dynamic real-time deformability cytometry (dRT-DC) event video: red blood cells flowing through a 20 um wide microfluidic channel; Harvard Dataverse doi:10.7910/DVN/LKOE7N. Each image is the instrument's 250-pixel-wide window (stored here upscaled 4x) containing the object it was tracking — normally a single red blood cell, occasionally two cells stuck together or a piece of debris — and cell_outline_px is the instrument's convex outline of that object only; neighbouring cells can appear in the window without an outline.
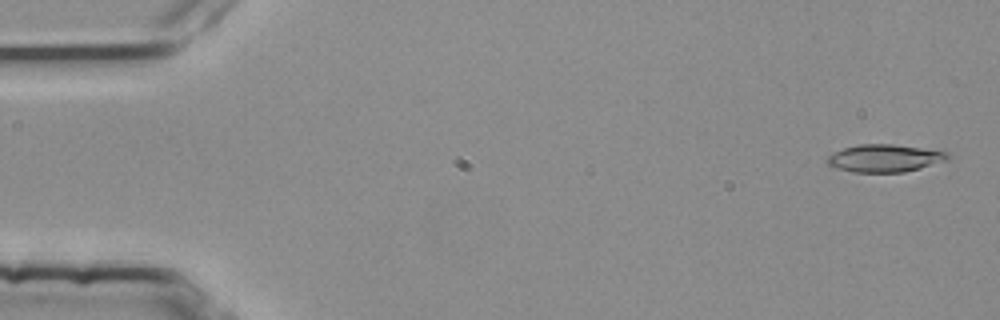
{"species": "common noctule bat (a hibernating species)", "species_latin": "Nyctalus noctula", "temperature_condition": "room temperature", "stored_images_in_passage": 54, "camera_frame_rate_fps": 3000, "um_per_image_px": 0.085, "animal": {"sex": "female", "body_mass_g": 25.1}, "frame": {"image": 1, "passage_image": 2, "time_ms": 0.333, "image_size_px": [1000, 320], "cell_outline_px": [[952, 156], [948, 160], [920, 168], [904, 172], [852, 172], [828, 164], [824, 160], [828, 156], [844, 148], [860, 144], [892, 144], [948, 152]], "centroid_in_image_um": [75.23, 13.45], "position_along_channel_um": 9.8, "area_um2": 19.19}}
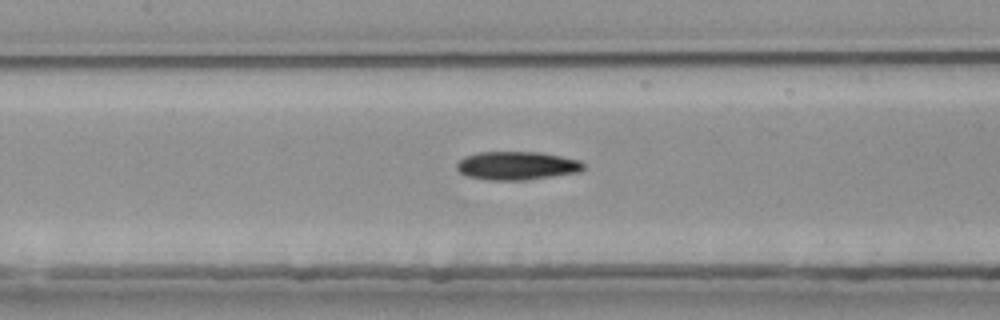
{"frame": {"image": 2, "passage_image": 25, "time_ms": 8.0, "image_size_px": [1000, 320], "cell_outline_px": [[584, 168], [580, 172], [528, 180], [488, 180], [468, 176], [460, 172], [456, 168], [456, 164], [464, 156], [476, 152], [540, 152], [580, 160], [584, 164]], "centroid_in_image_um": [43.93, 14.08], "position_along_channel_um": 163.5, "area_um2": 21.1}}
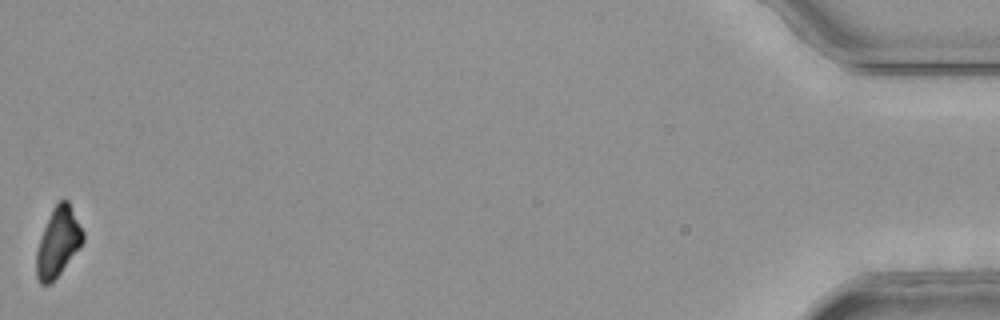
{"frame": {"image": 3, "passage_image": 54, "time_ms": 17.667, "image_size_px": [1000, 320], "cell_outline_px": [[84, 240], [80, 248], [52, 284], [40, 284], [36, 276], [36, 252], [40, 236], [52, 208], [60, 200], [68, 200], [84, 232]], "centroid_in_image_um": [4.93, 20.61], "position_along_channel_um": 430.3, "area_um2": 18.96}, "authors_computed_cell_mechanics": {"area_um2": 20.0566, "velocity_mm_per_s": 3.809, "shape_relaxation_time_tau1_ms": 5.422, "shape_relaxation_time_tau2_ms": null, "deformation_change_tau1": 0.1691, "deformation_change_tau2": null}}